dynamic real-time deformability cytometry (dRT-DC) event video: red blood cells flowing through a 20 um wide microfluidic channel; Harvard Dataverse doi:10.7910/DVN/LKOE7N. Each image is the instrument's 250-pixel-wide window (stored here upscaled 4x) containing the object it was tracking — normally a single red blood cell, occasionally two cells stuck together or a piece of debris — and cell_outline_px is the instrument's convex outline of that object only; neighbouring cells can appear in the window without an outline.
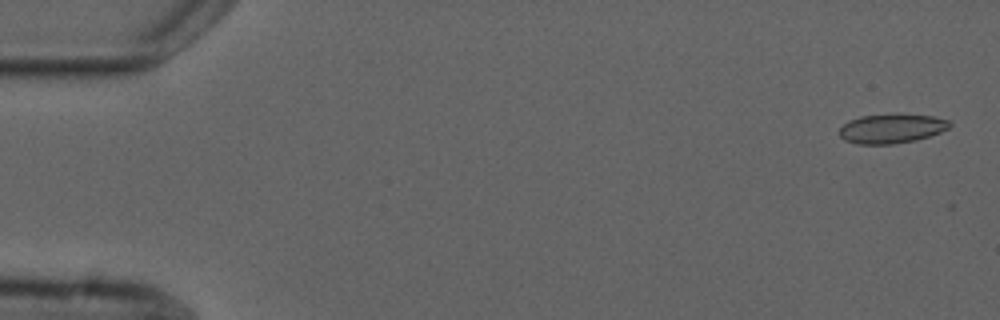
{"species": "common noctule bat (a hibernating species)", "species_latin": "Nyctalus noctula", "temperature_condition": "cold", "stored_images_in_passage": 3, "camera_frame_rate_fps": 3000, "um_per_image_px": 0.085, "animal": {"sex": "male", "forearm_length_mm": 52.5}, "frame": {"image": 1, "passage_image": 1, "time_ms": 0.0, "image_size_px": [1000, 320], "cell_outline_px": [[952, 124], [948, 128], [940, 132], [916, 140], [892, 144], [856, 144], [844, 140], [840, 136], [840, 128], [848, 120], [860, 116], [896, 112], [932, 116], [948, 120]], "centroid_in_image_um": [75.77, 10.9], "position_along_channel_um": 9.2, "area_um2": 19.25}}